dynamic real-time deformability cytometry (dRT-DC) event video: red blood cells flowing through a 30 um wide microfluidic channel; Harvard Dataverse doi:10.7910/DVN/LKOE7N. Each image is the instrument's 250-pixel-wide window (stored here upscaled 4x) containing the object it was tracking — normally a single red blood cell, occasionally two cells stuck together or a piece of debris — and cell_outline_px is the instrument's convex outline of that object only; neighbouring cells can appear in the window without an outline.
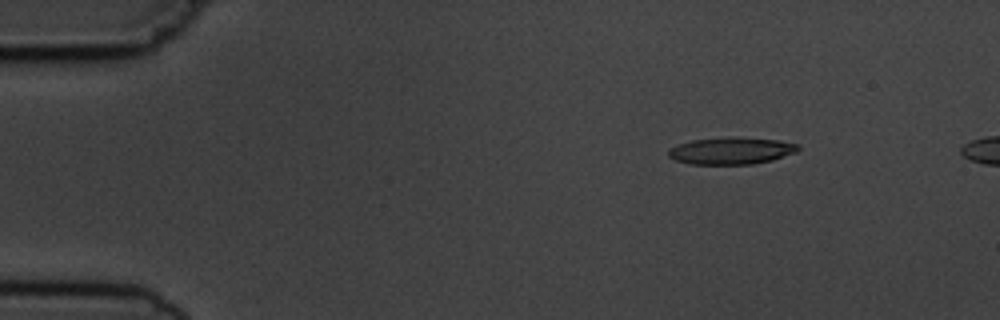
{"species": "common noctule bat (a hibernating species)", "species_latin": "Nyctalus noctula", "temperature_condition": "cold", "stored_images_in_passage": 6, "camera_frame_rate_fps": 3000, "um_per_image_px": 0.085, "animal": {"sex": "male", "body_mass_g": 19.5, "forearm_length_mm": 54.6}, "frame": {"image": 1, "passage_image": 3, "time_ms": 2.333, "image_size_px": [1000, 320], "cell_outline_px": [[800, 148], [796, 152], [772, 160], [752, 164], [688, 164], [676, 160], [668, 156], [668, 148], [692, 140], [776, 140], [796, 144]], "centroid_in_image_um": [62.11, 12.88], "position_along_channel_um": 22.9, "area_um2": 19.13}}